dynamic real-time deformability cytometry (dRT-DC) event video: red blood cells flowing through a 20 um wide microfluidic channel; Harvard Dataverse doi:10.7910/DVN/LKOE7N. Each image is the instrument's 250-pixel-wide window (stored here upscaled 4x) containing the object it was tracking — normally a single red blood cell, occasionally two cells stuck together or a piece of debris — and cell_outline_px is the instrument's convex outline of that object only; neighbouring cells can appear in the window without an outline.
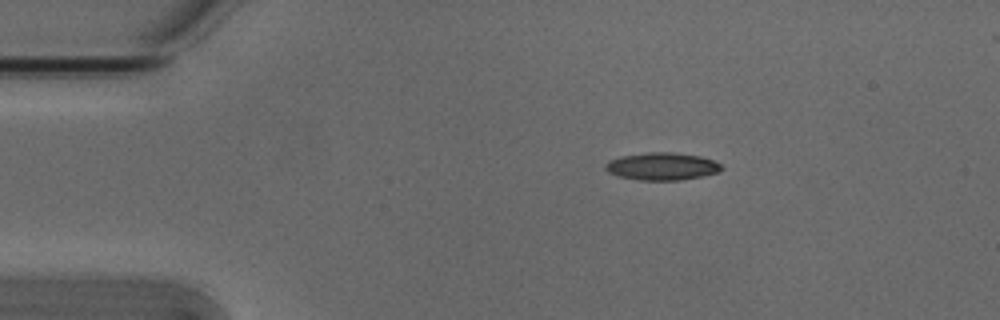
{"species": "Egyptian fruit bat (a non-hibernating species)", "species_latin": "Rousettus aegyptiacus", "temperature_condition": "cold", "stored_images_in_passage": 5, "camera_frame_rate_fps": 3000, "um_per_image_px": 0.085, "animal": {"sex": "male"}, "frame": {"image": 1, "passage_image": 2, "time_ms": 0.333, "image_size_px": [1000, 320], "cell_outline_px": [[720, 168], [716, 172], [700, 176], [680, 180], [640, 180], [620, 176], [608, 172], [604, 168], [604, 164], [608, 160], [620, 156], [644, 152], [672, 152], [700, 156], [712, 160], [720, 164]], "centroid_in_image_um": [56.18, 14.12], "position_along_channel_um": 28.8, "area_um2": 18.44}}
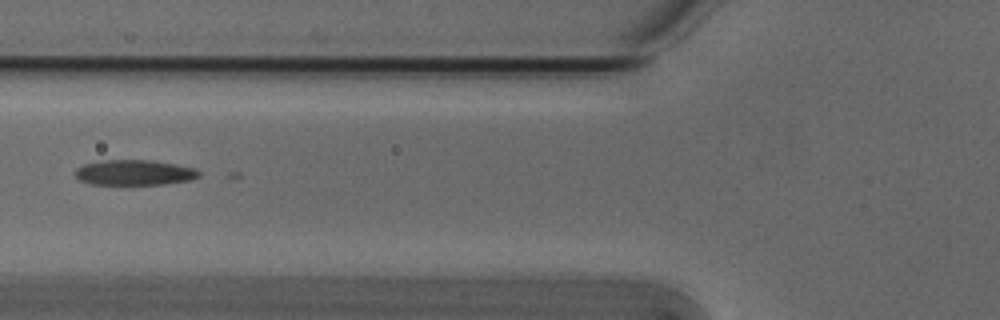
{"frame": {"image": 2, "passage_image": 5, "time_ms": 1.333, "image_size_px": [1000, 320], "cell_outline_px": [[200, 176], [188, 180], [164, 184], [88, 184], [80, 180], [72, 172], [76, 168], [84, 164], [104, 160], [148, 160], [196, 168], [200, 172]], "centroid_in_image_um": [11.37, 14.67], "position_along_channel_um": 114.4, "area_um2": 18.15}}